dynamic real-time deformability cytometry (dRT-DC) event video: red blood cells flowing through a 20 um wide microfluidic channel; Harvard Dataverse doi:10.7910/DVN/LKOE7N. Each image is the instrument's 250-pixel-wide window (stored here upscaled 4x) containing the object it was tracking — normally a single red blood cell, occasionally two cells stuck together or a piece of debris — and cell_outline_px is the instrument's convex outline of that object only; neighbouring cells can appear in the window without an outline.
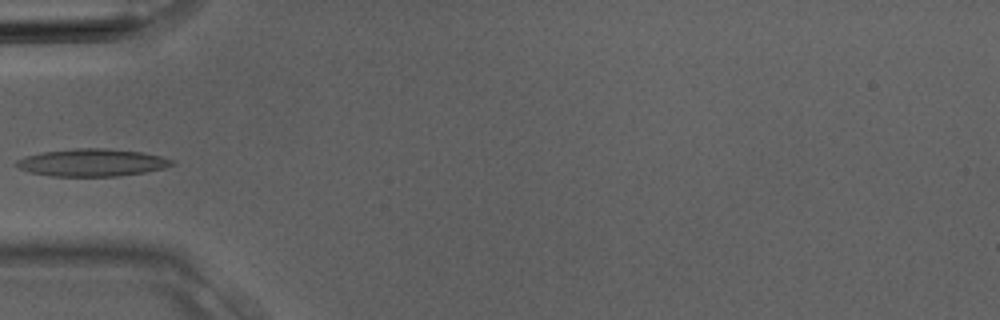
{"species": "Egyptian fruit bat (a non-hibernating species)", "species_latin": "Rousettus aegyptiacus", "temperature_condition": "room temperature", "stored_images_in_passage": 3, "camera_frame_rate_fps": 3000, "um_per_image_px": 0.085, "animal": {"sex": "male"}, "frame": {"image": 1, "passage_image": 3, "time_ms": 0.667, "image_size_px": [1000, 320], "cell_outline_px": [[176, 164], [164, 168], [144, 172], [120, 176], [52, 176], [32, 172], [20, 168], [12, 164], [16, 160], [24, 156], [44, 152], [76, 148], [104, 148], [140, 152], [160, 156], [172, 160]], "centroid_in_image_um": [7.81, 13.82], "position_along_channel_um": 77.2, "area_um2": 24.74}}